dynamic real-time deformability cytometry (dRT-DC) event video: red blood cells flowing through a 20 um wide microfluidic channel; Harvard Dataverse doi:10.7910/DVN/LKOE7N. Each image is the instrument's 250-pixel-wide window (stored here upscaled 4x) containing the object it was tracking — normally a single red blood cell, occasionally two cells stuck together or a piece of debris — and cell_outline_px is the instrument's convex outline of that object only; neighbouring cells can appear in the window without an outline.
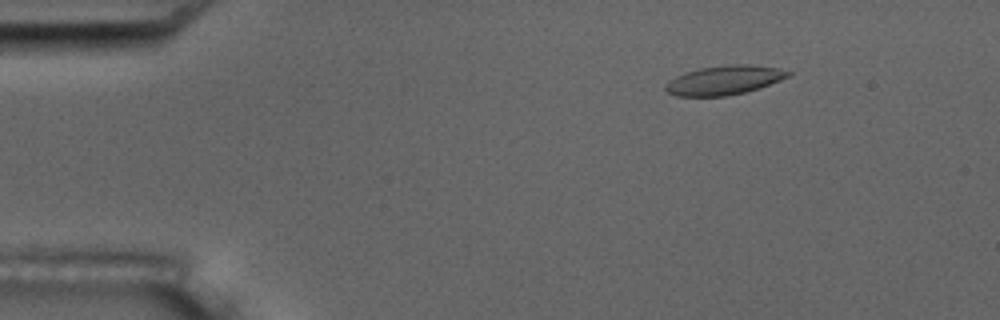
{"species": "common noctule bat (a hibernating species)", "species_latin": "Nyctalus noctula", "temperature_condition": "room temperature", "stored_images_in_passage": 8, "camera_frame_rate_fps": 3000, "um_per_image_px": 0.085, "animal": {"sex": "male", "body_mass_g": 17.5, "forearm_length_mm": 52.3}, "frame": {"image": 1, "passage_image": 3, "time_ms": 2.333, "image_size_px": [1000, 320], "cell_outline_px": [[792, 72], [788, 76], [780, 80], [760, 88], [728, 96], [676, 96], [668, 92], [664, 88], [664, 84], [668, 80], [676, 76], [700, 68], [728, 64], [752, 64], [776, 68]], "centroid_in_image_um": [61.53, 6.81], "position_along_channel_um": 23.5, "area_um2": 20.81}}
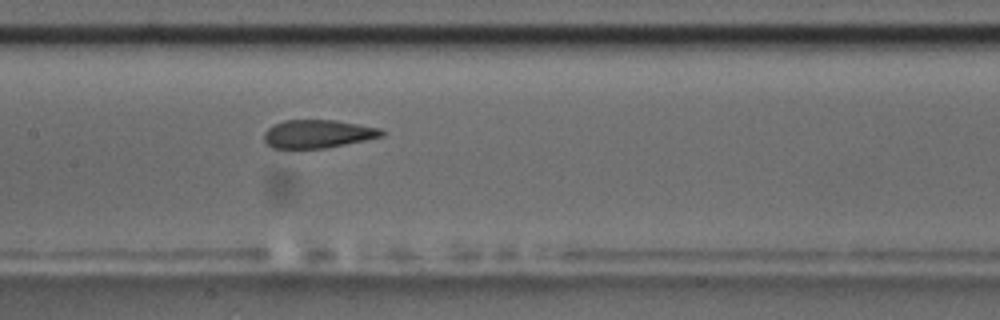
{"frame": {"image": 2, "passage_image": 8, "time_ms": 8.667, "image_size_px": [1000, 320], "cell_outline_px": [[384, 136], [324, 148], [272, 148], [264, 140], [264, 132], [272, 124], [284, 120], [336, 120], [380, 128], [384, 132]], "centroid_in_image_um": [26.99, 11.37], "position_along_channel_um": 180.4, "area_um2": 19.25}}